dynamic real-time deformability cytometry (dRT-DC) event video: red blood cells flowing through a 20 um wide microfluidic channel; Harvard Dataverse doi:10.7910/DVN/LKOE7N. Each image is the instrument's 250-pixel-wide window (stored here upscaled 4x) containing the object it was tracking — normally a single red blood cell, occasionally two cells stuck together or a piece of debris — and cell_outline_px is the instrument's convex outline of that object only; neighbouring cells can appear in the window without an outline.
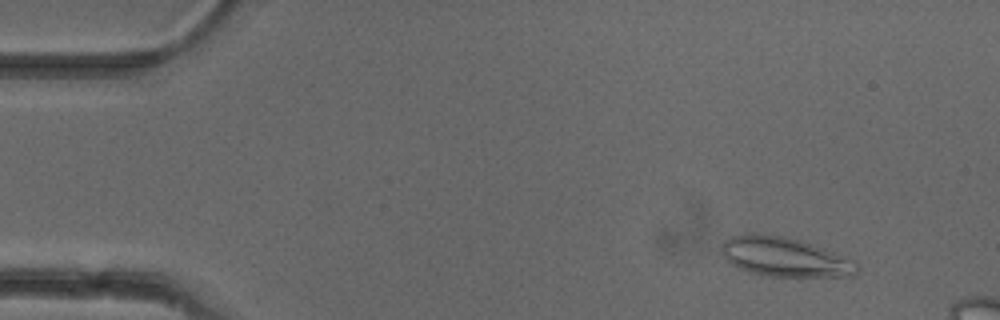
{"species": "common noctule bat (a hibernating species)", "species_latin": "Nyctalus noctula", "temperature_condition": "cold", "stored_images_in_passage": 14, "camera_frame_rate_fps": 3000, "um_per_image_px": 0.085, "animal": {"sex": "female"}, "frame": {"image": 1, "passage_image": 5, "time_ms": 1.333, "image_size_px": [1000, 320], "cell_outline_px": [[860, 268], [856, 276], [768, 276], [752, 272], [740, 268], [724, 260], [724, 240], [732, 236], [748, 232], [752, 232], [780, 236], [800, 240], [824, 248], [856, 260]], "centroid_in_image_um": [66.76, 21.84], "position_along_channel_um": 18.2, "area_um2": 31.04}}